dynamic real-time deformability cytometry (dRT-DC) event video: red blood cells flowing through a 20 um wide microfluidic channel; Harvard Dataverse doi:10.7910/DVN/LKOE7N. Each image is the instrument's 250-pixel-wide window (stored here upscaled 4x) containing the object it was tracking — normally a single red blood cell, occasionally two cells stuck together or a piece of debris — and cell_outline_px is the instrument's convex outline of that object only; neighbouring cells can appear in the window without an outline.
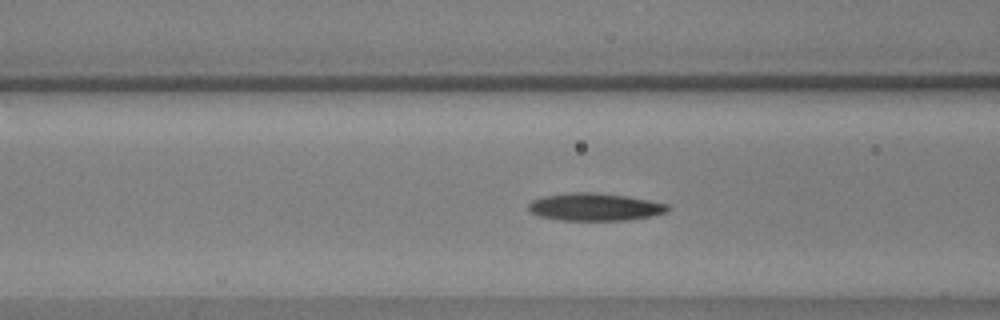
{"species": "common noctule bat (a hibernating species)", "species_latin": "Nyctalus noctula", "temperature_condition": "warm", "stored_images_in_passage": 55, "camera_frame_rate_fps": 3000, "um_per_image_px": 0.085, "animal": {"sex": "male", "body_mass_g": 17.9, "forearm_length_mm": 54.2}, "frame": {"image": 1, "passage_image": 21, "time_ms": 6.667, "image_size_px": [1000, 320], "cell_outline_px": [[672, 208], [668, 212], [652, 216], [628, 220], [560, 220], [540, 216], [532, 212], [528, 208], [528, 204], [532, 200], [544, 196], [572, 192], [592, 192], [628, 196], [668, 204]], "centroid_in_image_um": [50.61, 17.59], "position_along_channel_um": 116.0, "area_um2": 22.43}}
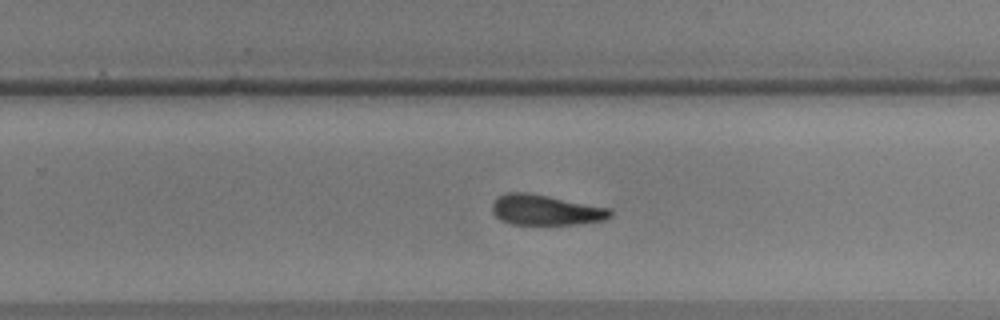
{"frame": {"image": 2, "passage_image": 35, "time_ms": 11.333, "image_size_px": [1000, 320], "cell_outline_px": [[612, 216], [604, 220], [576, 224], [512, 224], [500, 220], [492, 212], [492, 204], [500, 196], [508, 192], [524, 192], [548, 196], [612, 208]], "centroid_in_image_um": [46.41, 17.85], "position_along_channel_um": 283.4, "area_um2": 20.81}}
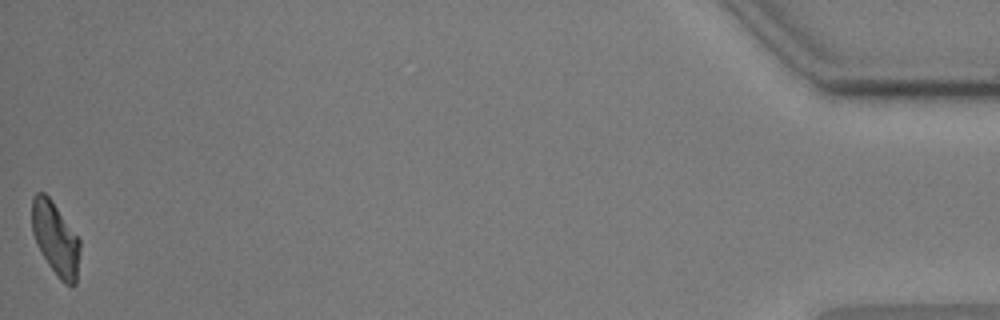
{"frame": {"image": 3, "passage_image": 55, "time_ms": 18.0, "image_size_px": [1000, 320], "cell_outline_px": [[80, 248], [76, 284], [72, 288], [64, 284], [60, 280], [48, 264], [36, 244], [32, 232], [32, 196], [36, 192], [44, 192], [52, 200], [80, 240]], "centroid_in_image_um": [4.71, 20.3], "position_along_channel_um": 430.5, "area_um2": 20.58}, "authors_computed_cell_mechanics": {"area_um2": 21.675, "velocity_mm_per_s": 3.5902, "shape_relaxation_time_tau1_ms": 6.0545, "shape_relaxation_time_tau2_ms": 3.6275, "deformation_change_tau1": 0.1626, "deformation_change_tau2": 0.126}}